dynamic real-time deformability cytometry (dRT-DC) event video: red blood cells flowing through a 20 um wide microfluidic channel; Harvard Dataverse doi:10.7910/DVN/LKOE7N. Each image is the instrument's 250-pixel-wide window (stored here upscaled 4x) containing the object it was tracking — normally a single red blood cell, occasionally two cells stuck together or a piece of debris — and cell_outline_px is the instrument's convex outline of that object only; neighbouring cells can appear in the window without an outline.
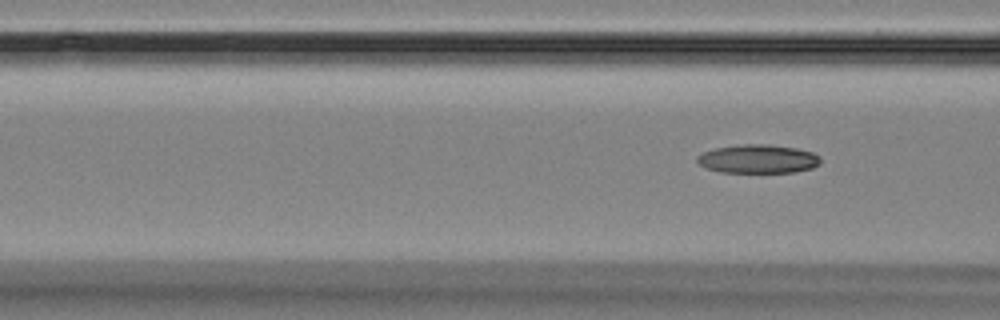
{"species": "Egyptian fruit bat (a non-hibernating species)", "species_latin": "Rousettus aegyptiacus", "temperature_condition": "room temperature", "stored_images_in_passage": 7, "camera_frame_rate_fps": 3000, "um_per_image_px": 0.085, "animal": {"sex": "female"}, "frame": {"image": 1, "passage_image": 7, "time_ms": 8.667, "image_size_px": [1000, 320], "cell_outline_px": [[820, 164], [812, 168], [792, 172], [720, 172], [708, 168], [700, 164], [696, 160], [696, 156], [704, 152], [716, 148], [740, 144], [768, 144], [796, 148], [812, 152], [820, 156]], "centroid_in_image_um": [64.44, 13.5], "position_along_channel_um": 102.2, "area_um2": 20.52}}